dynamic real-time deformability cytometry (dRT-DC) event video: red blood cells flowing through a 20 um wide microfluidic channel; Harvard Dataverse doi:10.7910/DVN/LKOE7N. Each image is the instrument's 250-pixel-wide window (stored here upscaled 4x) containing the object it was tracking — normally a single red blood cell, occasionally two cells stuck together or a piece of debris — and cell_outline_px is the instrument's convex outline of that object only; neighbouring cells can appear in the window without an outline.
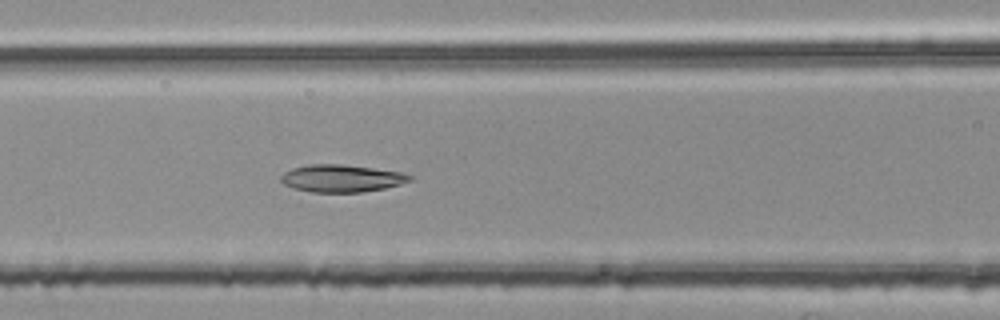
{"species": "common noctule bat (a hibernating species)", "species_latin": "Nyctalus noctula", "temperature_condition": "room temperature", "stored_images_in_passage": 49, "camera_frame_rate_fps": 3000, "um_per_image_px": 0.085, "animal": {"sex": "female", "body_mass_g": 25.1}, "frame": {"image": 1, "passage_image": 25, "time_ms": 8.0, "image_size_px": [1000, 320], "cell_outline_px": [[412, 180], [400, 184], [384, 188], [360, 192], [312, 192], [296, 188], [284, 184], [280, 180], [280, 176], [284, 172], [292, 168], [308, 164], [340, 164], [372, 168], [400, 172], [412, 176]], "centroid_in_image_um": [29.01, 15.15], "position_along_channel_um": 137.6, "area_um2": 20.35}}
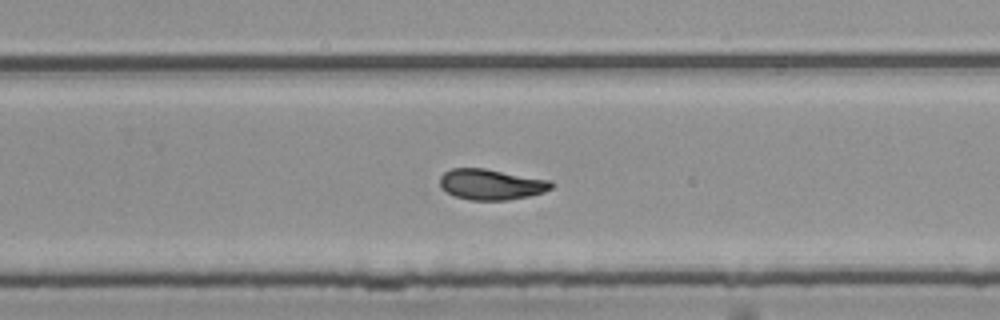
{"frame": {"image": 2, "passage_image": 37, "time_ms": 12.0, "image_size_px": [1000, 320], "cell_outline_px": [[556, 184], [552, 188], [544, 192], [528, 196], [508, 200], [472, 200], [456, 196], [440, 188], [440, 176], [444, 172], [452, 168], [484, 168], [552, 180]], "centroid_in_image_um": [41.78, 15.66], "position_along_channel_um": 288.0, "area_um2": 20.06}}
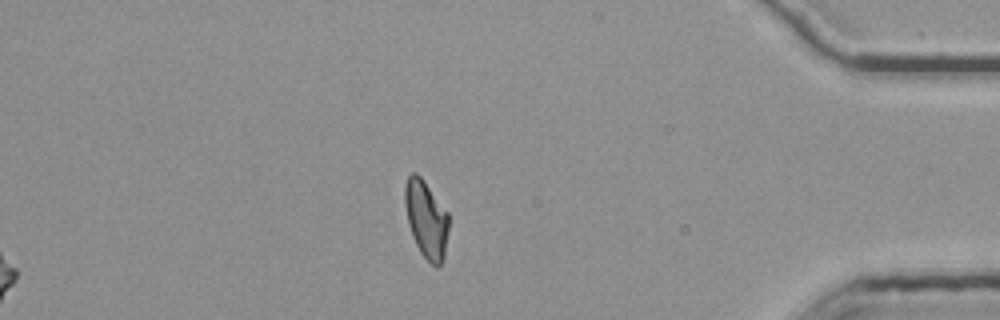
{"frame": {"image": 3, "passage_image": 49, "time_ms": 16.0, "image_size_px": [1000, 320], "cell_outline_px": [[448, 228], [444, 260], [436, 268], [420, 252], [416, 244], [408, 224], [404, 204], [404, 188], [408, 176], [412, 172], [416, 172], [420, 176], [448, 212]], "centroid_in_image_um": [36.22, 18.63], "position_along_channel_um": 399.0, "area_um2": 19.71}}